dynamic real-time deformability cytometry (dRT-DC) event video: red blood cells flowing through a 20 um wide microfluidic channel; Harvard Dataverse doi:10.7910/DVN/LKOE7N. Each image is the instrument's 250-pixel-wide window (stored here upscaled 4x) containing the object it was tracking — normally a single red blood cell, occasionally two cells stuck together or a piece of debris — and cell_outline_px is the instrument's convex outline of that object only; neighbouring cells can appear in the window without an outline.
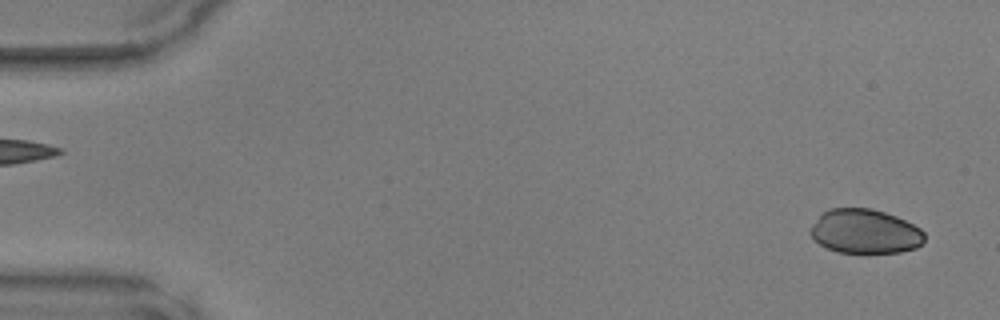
{"species": "common noctule bat (a hibernating species)", "species_latin": "Nyctalus noctula", "temperature_condition": "warm", "stored_images_in_passage": 42, "camera_frame_rate_fps": 3000, "um_per_image_px": 0.085, "animal": {"sex": "male", "body_mass_g": 17.9, "forearm_length_mm": 54.2}, "frame": {"image": 1, "passage_image": 2, "time_ms": 0.333, "image_size_px": [1000, 320], "cell_outline_px": [[924, 240], [916, 248], [900, 252], [836, 252], [812, 240], [812, 224], [828, 208], [872, 208], [896, 216], [920, 228], [924, 232]], "centroid_in_image_um": [73.53, 19.67], "position_along_channel_um": 11.5, "area_um2": 29.19}}
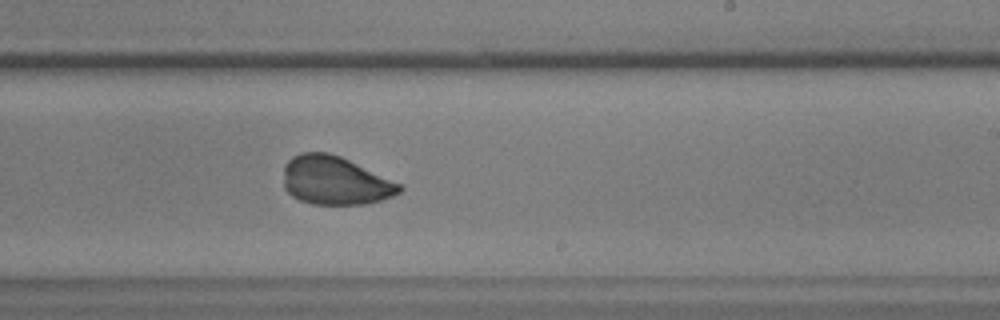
{"frame": {"image": 2, "passage_image": 29, "time_ms": 9.333, "image_size_px": [1000, 320], "cell_outline_px": [[404, 188], [400, 192], [392, 196], [380, 200], [364, 204], [312, 204], [300, 200], [292, 196], [284, 188], [284, 164], [292, 156], [300, 152], [328, 152], [340, 156], [400, 184]], "centroid_in_image_um": [28.44, 15.34], "position_along_channel_um": 260.6, "area_um2": 32.6}}
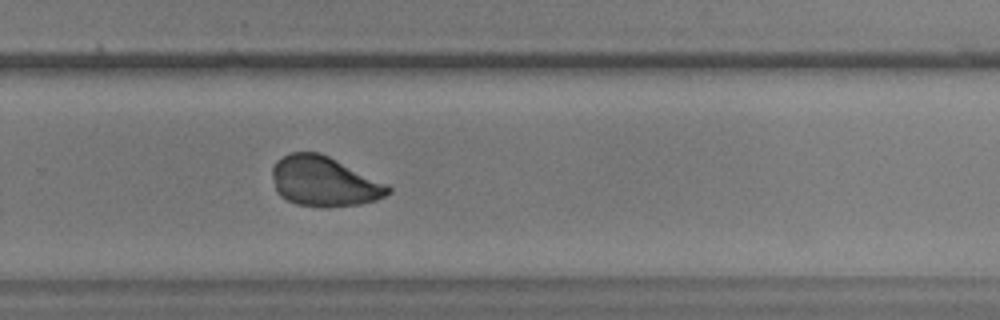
{"frame": {"image": 3, "passage_image": 32, "time_ms": 10.333, "image_size_px": [1000, 320], "cell_outline_px": [[392, 192], [376, 200], [360, 204], [328, 208], [324, 208], [296, 204], [280, 196], [276, 192], [272, 176], [272, 168], [276, 160], [292, 152], [320, 152], [388, 184], [392, 188]], "centroid_in_image_um": [27.55, 15.44], "position_along_channel_um": 302.2, "area_um2": 33.93}}